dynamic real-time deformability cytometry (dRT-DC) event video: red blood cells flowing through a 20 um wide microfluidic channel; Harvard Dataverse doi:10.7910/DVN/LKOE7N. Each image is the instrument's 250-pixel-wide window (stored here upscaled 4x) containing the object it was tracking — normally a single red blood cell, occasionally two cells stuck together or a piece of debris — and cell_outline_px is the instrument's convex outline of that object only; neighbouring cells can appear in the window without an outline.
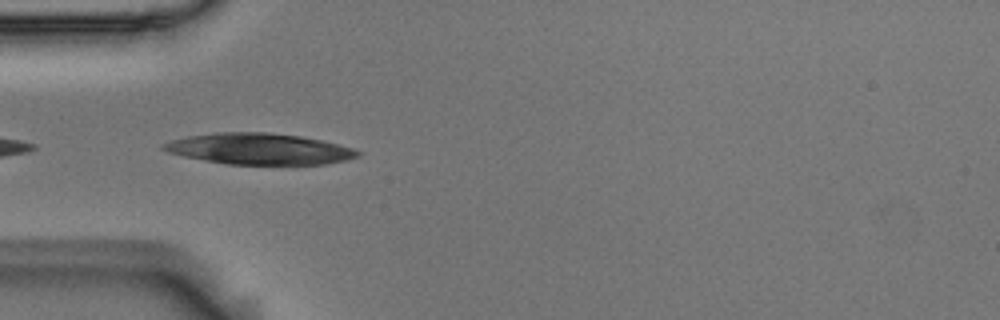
{"species": "Egyptian fruit bat (a non-hibernating species)", "species_latin": "Rousettus aegyptiacus", "temperature_condition": "room temperature", "stored_images_in_passage": 8, "camera_frame_rate_fps": 3000, "um_per_image_px": 0.085, "animal": {"sex": "male"}, "frame": {"image": 1, "passage_image": 2, "time_ms": 0.333, "image_size_px": [1000, 320], "cell_outline_px": [[360, 156], [344, 160], [324, 164], [224, 164], [184, 156], [168, 152], [160, 148], [160, 144], [172, 140], [188, 136], [216, 132], [268, 132], [300, 136], [320, 140], [352, 148], [360, 152]], "centroid_in_image_um": [21.98, 12.65], "position_along_channel_um": 63.0, "area_um2": 35.03}}
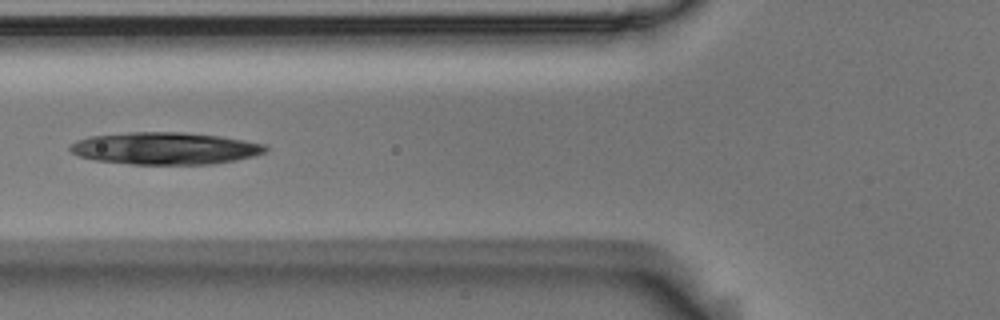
{"frame": {"image": 2, "passage_image": 6, "time_ms": 1.667, "image_size_px": [1000, 320], "cell_outline_px": [[268, 148], [264, 152], [252, 156], [236, 160], [212, 164], [132, 164], [96, 160], [80, 156], [72, 152], [68, 148], [76, 140], [88, 136], [128, 132], [184, 132], [220, 136], [244, 140], [264, 144]], "centroid_in_image_um": [14.01, 12.6], "position_along_channel_um": 111.8, "area_um2": 36.53}}